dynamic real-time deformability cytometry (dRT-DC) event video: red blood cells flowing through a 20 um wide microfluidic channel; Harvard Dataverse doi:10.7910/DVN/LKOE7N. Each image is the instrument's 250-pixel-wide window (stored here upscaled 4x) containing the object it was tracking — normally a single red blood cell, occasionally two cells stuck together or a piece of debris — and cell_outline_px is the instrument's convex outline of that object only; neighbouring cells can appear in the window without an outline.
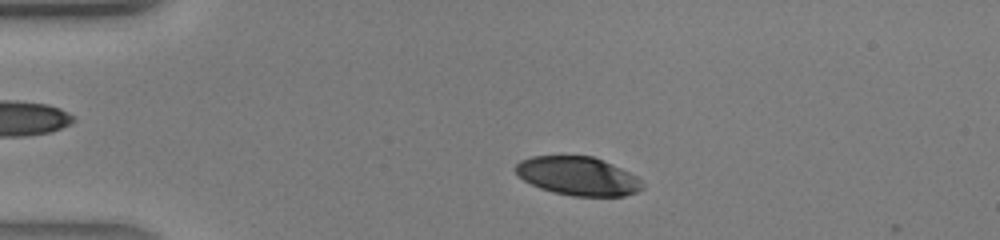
{"species": "human", "species_latin": "Homo sapiens", "temperature_condition": "warm", "stored_images_in_passage": 37, "camera_frame_rate_fps": 3000, "um_per_image_px": 0.085, "donor": {"sex": "male"}, "frame": {"image": 1, "passage_image": 5, "time_ms": 1.333, "image_size_px": [1000, 240], "cell_outline_px": [[644, 188], [636, 192], [624, 196], [572, 196], [552, 192], [540, 188], [524, 180], [512, 168], [520, 160], [532, 156], [592, 156], [612, 164], [636, 176], [644, 184]], "centroid_in_image_um": [49.11, 14.97], "position_along_channel_um": 35.9, "area_um2": 28.5}}
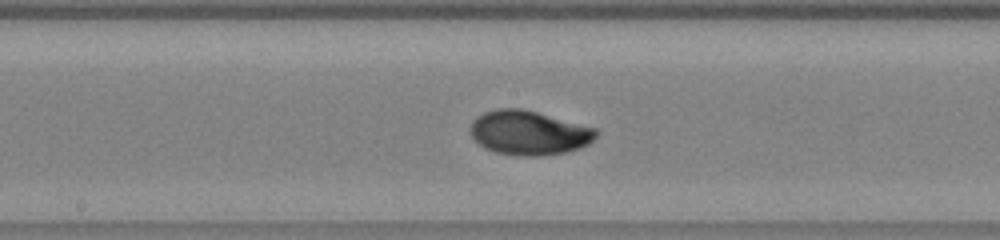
{"frame": {"image": 2, "passage_image": 18, "time_ms": 5.667, "image_size_px": [1000, 240], "cell_outline_px": [[600, 132], [588, 144], [580, 148], [564, 152], [540, 156], [524, 156], [496, 152], [484, 148], [472, 136], [472, 120], [476, 116], [484, 112], [496, 108], [520, 108], [536, 112], [596, 128]], "centroid_in_image_um": [44.96, 11.28], "position_along_channel_um": 203.2, "area_um2": 32.19}}
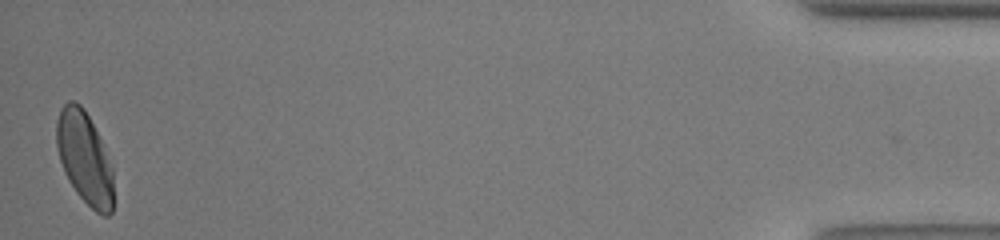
{"frame": {"image": 3, "passage_image": 37, "time_ms": 12.0, "image_size_px": [1000, 240], "cell_outline_px": [[112, 212], [108, 216], [104, 216], [96, 212], [76, 192], [68, 180], [60, 160], [56, 144], [56, 120], [60, 108], [68, 100], [72, 100], [80, 104], [84, 108], [100, 140], [112, 168]], "centroid_in_image_um": [7.15, 13.4], "position_along_channel_um": 428.0, "area_um2": 30.11}}